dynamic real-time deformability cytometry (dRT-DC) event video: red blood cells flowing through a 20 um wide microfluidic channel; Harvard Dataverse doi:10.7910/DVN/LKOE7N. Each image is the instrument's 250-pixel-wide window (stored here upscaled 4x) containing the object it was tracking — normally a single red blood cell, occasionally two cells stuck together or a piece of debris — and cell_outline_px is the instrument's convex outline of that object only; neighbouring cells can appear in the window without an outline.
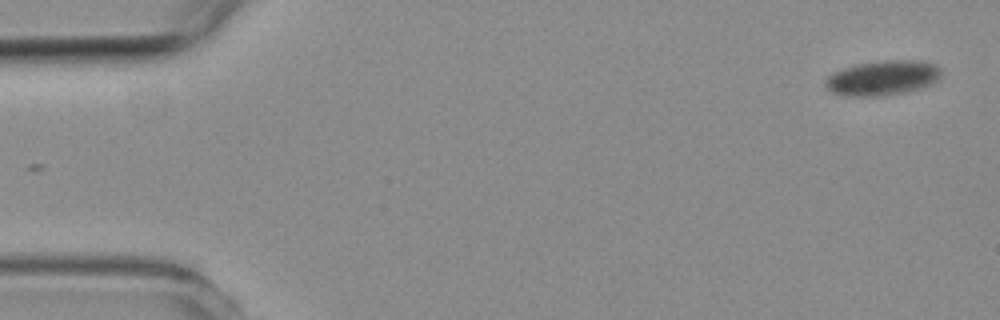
{"species": "common noctule bat (a hibernating species)", "species_latin": "Nyctalus noctula", "temperature_condition": "room temperature", "stored_images_in_passage": 8, "camera_frame_rate_fps": 3000, "um_per_image_px": 0.085, "animal": {"sex": "female", "body_mass_g": 19.3, "forearm_length_mm": 54.1}, "frame": {"image": 1, "passage_image": 1, "time_ms": 0.0, "image_size_px": [1000, 320], "cell_outline_px": [[940, 80], [924, 88], [904, 92], [880, 96], [848, 96], [832, 92], [824, 84], [824, 80], [832, 72], [856, 64], [884, 60], [920, 60], [936, 64], [940, 68]], "centroid_in_image_um": [75.05, 6.62], "position_along_channel_um": 9.9, "area_um2": 23.76}}
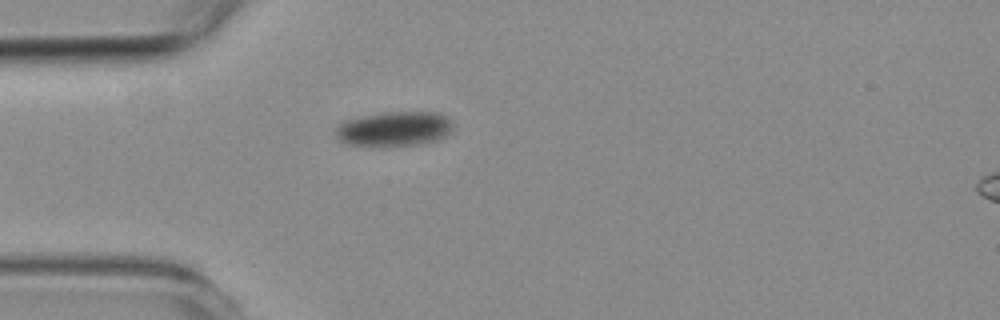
{"frame": {"image": 2, "passage_image": 6, "time_ms": 6.0, "image_size_px": [1000, 320], "cell_outline_px": [[452, 132], [448, 136], [436, 140], [420, 144], [380, 148], [348, 144], [340, 140], [336, 136], [336, 128], [344, 120], [360, 116], [384, 112], [440, 112], [452, 120]], "centroid_in_image_um": [33.53, 10.97], "position_along_channel_um": 51.5, "area_um2": 24.45}}
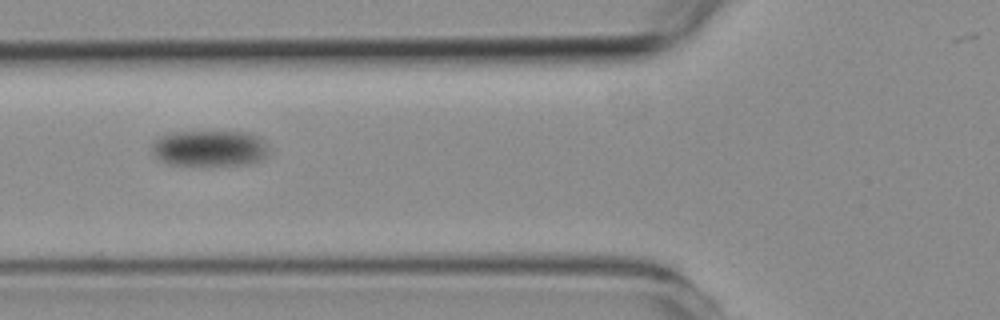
{"frame": {"image": 3, "passage_image": 8, "time_ms": 8.333, "image_size_px": [1000, 320], "cell_outline_px": [[268, 152], [260, 160], [248, 164], [168, 164], [156, 160], [152, 152], [152, 140], [160, 136], [172, 132], [248, 132], [260, 136], [268, 144]], "centroid_in_image_um": [17.79, 12.59], "position_along_channel_um": 108.0, "area_um2": 24.62}}